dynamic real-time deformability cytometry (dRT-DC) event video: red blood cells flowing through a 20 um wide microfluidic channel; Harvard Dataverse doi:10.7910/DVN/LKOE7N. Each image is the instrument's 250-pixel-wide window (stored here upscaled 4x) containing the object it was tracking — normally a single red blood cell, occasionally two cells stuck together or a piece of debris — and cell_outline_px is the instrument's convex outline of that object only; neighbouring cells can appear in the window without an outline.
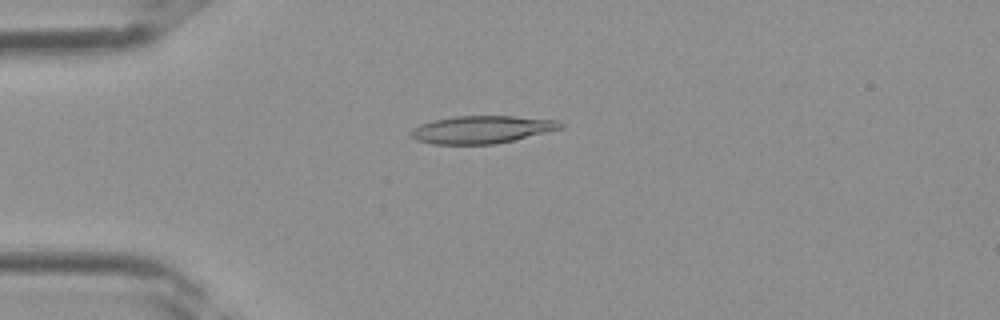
{"species": "Egyptian fruit bat (a non-hibernating species)", "species_latin": "Rousettus aegyptiacus", "temperature_condition": "room temperature", "stored_images_in_passage": 34, "camera_frame_rate_fps": 3000, "um_per_image_px": 0.085, "frame": {"image": 1, "passage_image": 7, "time_ms": 2.0, "image_size_px": [1000, 320], "cell_outline_px": [[564, 128], [496, 144], [432, 144], [416, 140], [408, 136], [408, 132], [412, 128], [420, 124], [436, 120], [456, 116], [512, 116], [556, 120], [564, 124]], "centroid_in_image_um": [40.91, 11.02], "position_along_channel_um": 44.1, "area_um2": 24.1}}
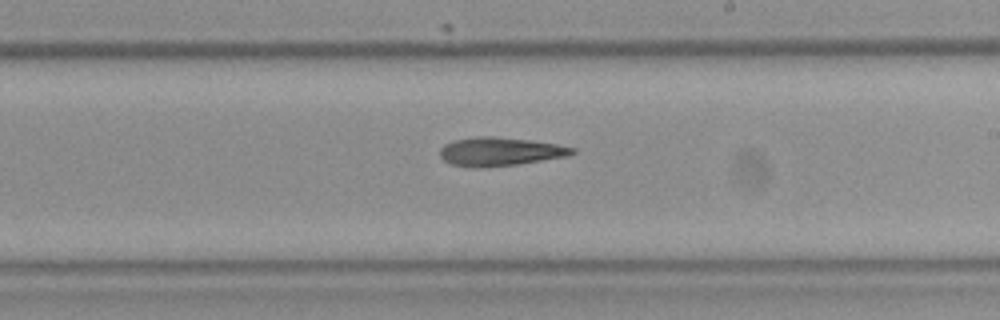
{"frame": {"image": 2, "passage_image": 19, "time_ms": 6.0, "image_size_px": [1000, 320], "cell_outline_px": [[576, 152], [568, 156], [516, 164], [480, 168], [468, 168], [448, 164], [440, 156], [440, 148], [444, 144], [452, 140], [476, 136], [492, 136], [532, 140], [556, 144], [576, 148]], "centroid_in_image_um": [42.45, 12.89], "position_along_channel_um": 246.6, "area_um2": 22.31}}
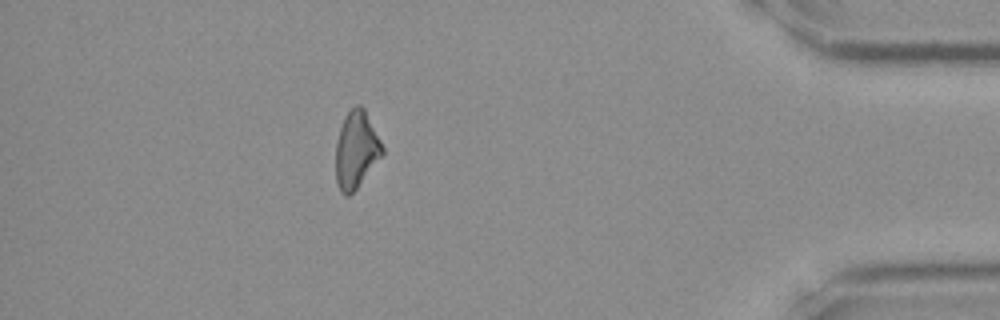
{"frame": {"image": 3, "passage_image": 30, "time_ms": 9.667, "image_size_px": [1000, 320], "cell_outline_px": [[384, 152], [356, 188], [348, 196], [344, 196], [340, 192], [336, 184], [336, 140], [344, 116], [356, 104], [360, 104], [364, 108], [384, 148]], "centroid_in_image_um": [30.25, 12.72], "position_along_channel_um": 405.0, "area_um2": 20.69}}